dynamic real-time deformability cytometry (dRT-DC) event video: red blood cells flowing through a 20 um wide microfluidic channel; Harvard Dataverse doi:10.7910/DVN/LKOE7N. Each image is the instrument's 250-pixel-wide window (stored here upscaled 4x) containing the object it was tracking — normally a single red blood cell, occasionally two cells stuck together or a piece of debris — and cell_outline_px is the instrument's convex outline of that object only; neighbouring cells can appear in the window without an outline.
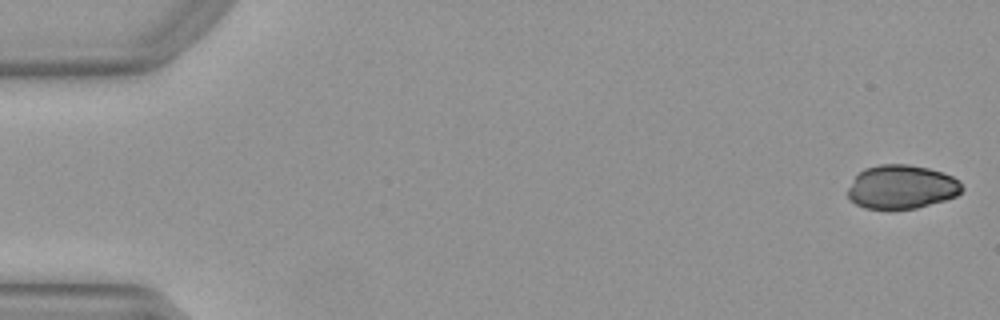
{"species": "Egyptian fruit bat (a non-hibernating species)", "species_latin": "Rousettus aegyptiacus", "temperature_condition": "warm", "stored_images_in_passage": 51, "camera_frame_rate_fps": 3000, "um_per_image_px": 0.085, "animal": {"sex": "female"}, "frame": {"image": 1, "passage_image": 1, "time_ms": 0.0, "image_size_px": [1000, 320], "cell_outline_px": [[964, 188], [956, 196], [944, 200], [916, 208], [864, 208], [848, 200], [848, 188], [856, 176], [864, 168], [880, 164], [908, 164], [928, 168], [952, 176], [960, 180]], "centroid_in_image_um": [76.63, 15.88], "position_along_channel_um": 8.4, "area_um2": 29.02}}
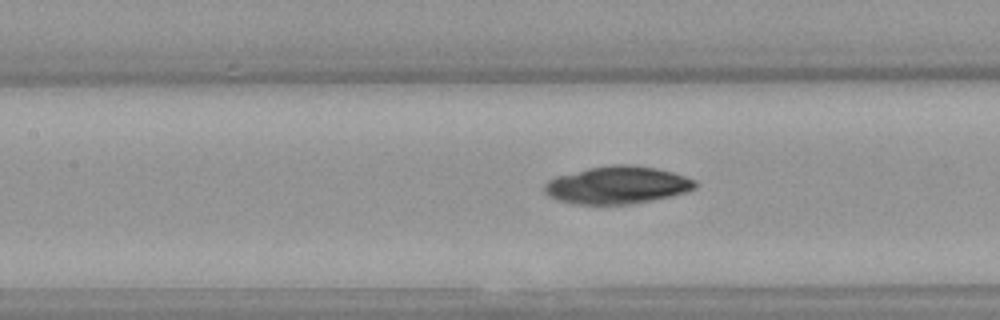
{"frame": {"image": 2, "passage_image": 23, "time_ms": 7.333, "image_size_px": [1000, 320], "cell_outline_px": [[696, 188], [688, 192], [652, 200], [632, 204], [576, 204], [560, 200], [548, 196], [544, 192], [544, 184], [548, 180], [556, 176], [588, 168], [612, 164], [632, 164], [656, 168], [672, 172], [696, 180]], "centroid_in_image_um": [52.47, 15.72], "position_along_channel_um": 154.9, "area_um2": 33.06}}
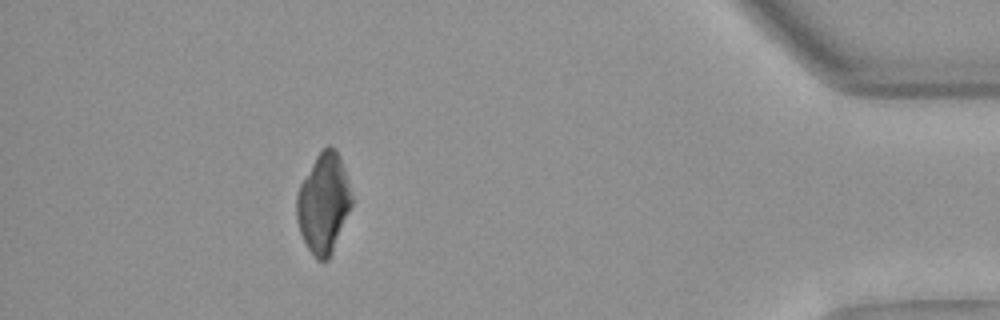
{"frame": {"image": 3, "passage_image": 46, "time_ms": 15.0, "image_size_px": [1000, 320], "cell_outline_px": [[352, 204], [332, 252], [328, 260], [316, 260], [308, 248], [300, 232], [296, 220], [296, 196], [300, 184], [316, 156], [328, 144], [336, 148], [352, 196]], "centroid_in_image_um": [27.47, 17.29], "position_along_channel_um": 407.7, "area_um2": 31.5}}